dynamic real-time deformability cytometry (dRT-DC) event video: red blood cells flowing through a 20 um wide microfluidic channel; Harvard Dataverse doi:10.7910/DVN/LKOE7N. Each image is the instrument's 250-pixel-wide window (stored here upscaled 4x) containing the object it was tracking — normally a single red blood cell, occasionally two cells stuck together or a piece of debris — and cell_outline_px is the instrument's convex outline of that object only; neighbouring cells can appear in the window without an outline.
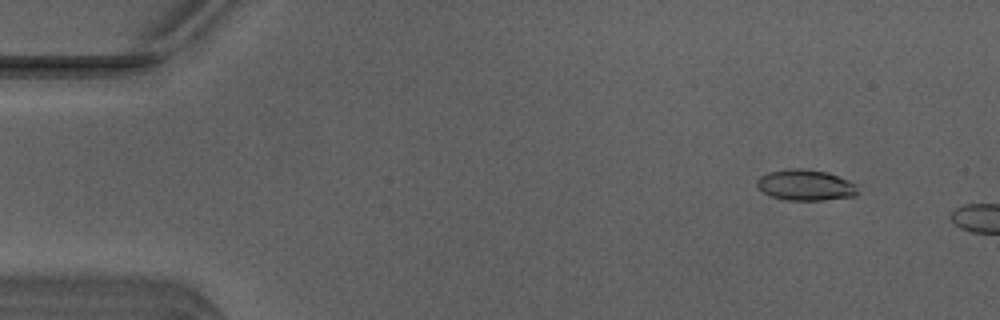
{"species": "Egyptian fruit bat (a non-hibernating species)", "species_latin": "Rousettus aegyptiacus", "temperature_condition": "warm", "stored_images_in_passage": 8, "camera_frame_rate_fps": 3000, "um_per_image_px": 0.085, "animal": {"sex": "male"}, "frame": {"image": 1, "passage_image": 5, "time_ms": 1.333, "image_size_px": [1000, 320], "cell_outline_px": [[860, 192], [856, 196], [824, 200], [784, 200], [772, 196], [764, 192], [756, 184], [756, 180], [760, 176], [768, 172], [788, 168], [800, 168], [828, 172], [848, 180], [856, 184]], "centroid_in_image_um": [68.5, 15.73], "position_along_channel_um": 16.5, "area_um2": 18.32}}